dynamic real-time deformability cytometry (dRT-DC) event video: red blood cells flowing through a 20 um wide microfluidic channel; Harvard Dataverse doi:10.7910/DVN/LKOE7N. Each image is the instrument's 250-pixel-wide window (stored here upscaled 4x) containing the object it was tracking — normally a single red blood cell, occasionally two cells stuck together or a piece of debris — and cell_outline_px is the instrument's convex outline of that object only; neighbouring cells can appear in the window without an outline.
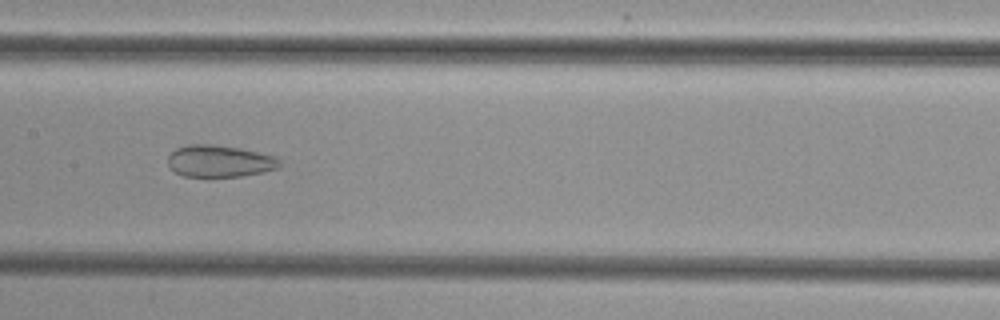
{"species": "common noctule bat (a hibernating species)", "species_latin": "Nyctalus noctula", "temperature_condition": "cold", "stored_images_in_passage": 43, "camera_frame_rate_fps": 3000, "um_per_image_px": 0.085, "animal": {"sex": "female", "body_mass_g": 29.2, "forearm_length_mm": 56.3}, "frame": {"image": 1, "passage_image": 17, "time_ms": 5.333, "image_size_px": [1000, 320], "cell_outline_px": [[284, 164], [280, 168], [264, 172], [240, 176], [184, 176], [176, 172], [168, 164], [168, 156], [176, 148], [188, 144], [212, 144], [240, 148], [276, 156]], "centroid_in_image_um": [18.72, 13.69], "position_along_channel_um": 188.7, "area_um2": 20.87}}
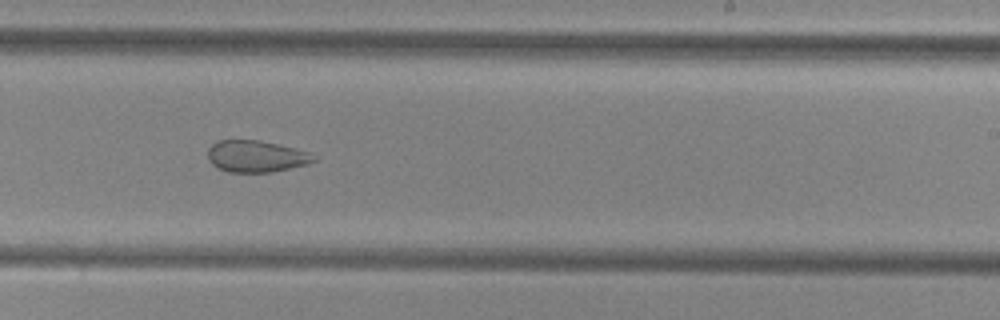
{"frame": {"image": 2, "passage_image": 23, "time_ms": 7.333, "image_size_px": [1000, 320], "cell_outline_px": [[316, 160], [308, 164], [272, 172], [228, 172], [216, 168], [208, 160], [208, 148], [216, 140], [260, 140], [308, 152], [316, 156]], "centroid_in_image_um": [21.73, 13.29], "position_along_channel_um": 267.3, "area_um2": 19.59}}
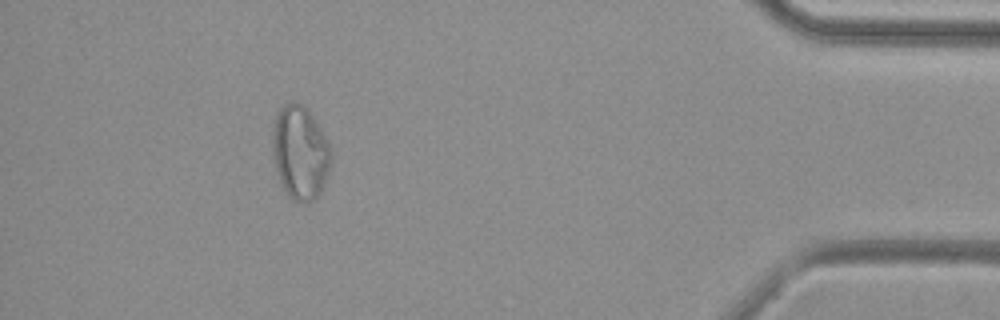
{"frame": {"image": 3, "passage_image": 38, "time_ms": 12.333, "image_size_px": [1000, 320], "cell_outline_px": [[332, 160], [324, 184], [316, 200], [304, 204], [292, 200], [288, 196], [276, 172], [272, 152], [272, 124], [280, 108], [284, 104], [292, 100], [304, 104], [308, 108], [316, 120], [328, 140], [332, 148]], "centroid_in_image_um": [25.52, 12.95], "position_along_channel_um": 409.7, "area_um2": 32.83}}